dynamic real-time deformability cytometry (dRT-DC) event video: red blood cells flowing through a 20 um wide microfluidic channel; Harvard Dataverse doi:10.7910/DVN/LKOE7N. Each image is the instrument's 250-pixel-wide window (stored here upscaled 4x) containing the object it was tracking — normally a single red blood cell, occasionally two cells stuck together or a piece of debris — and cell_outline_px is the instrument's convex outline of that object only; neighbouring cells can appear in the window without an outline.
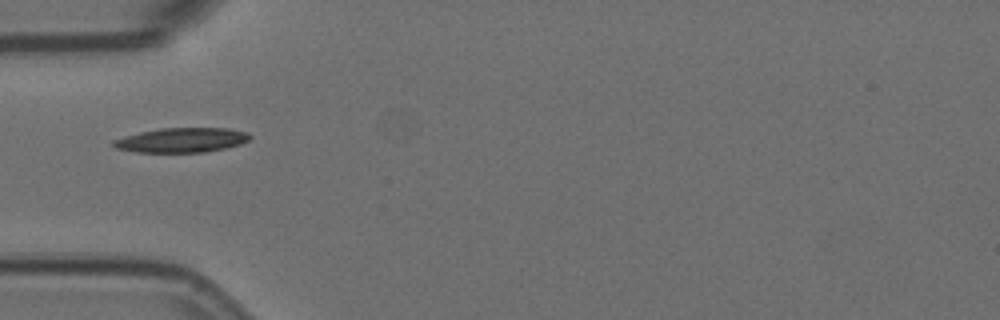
{"species": "Egyptian fruit bat (a non-hibernating species)", "species_latin": "Rousettus aegyptiacus", "temperature_condition": "room temperature", "stored_images_in_passage": 3, "camera_frame_rate_fps": 3000, "um_per_image_px": 0.085, "animal": {"sex": "female"}, "frame": {"image": 1, "passage_image": 1, "time_ms": 0.0, "image_size_px": [1000, 320], "cell_outline_px": [[252, 136], [248, 140], [240, 144], [228, 148], [204, 152], [136, 152], [116, 148], [112, 144], [112, 140], [124, 136], [140, 132], [160, 128], [228, 128], [248, 132]], "centroid_in_image_um": [15.46, 11.9], "position_along_channel_um": 69.5, "area_um2": 19.65}}
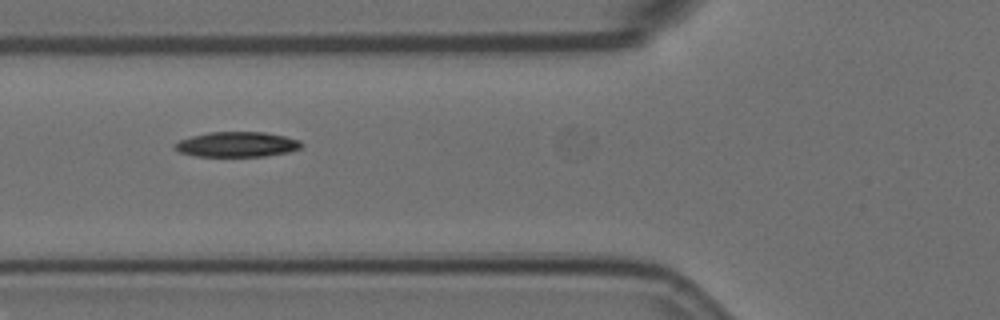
{"frame": {"image": 2, "passage_image": 2, "time_ms": 0.333, "image_size_px": [1000, 320], "cell_outline_px": [[304, 144], [300, 148], [288, 152], [264, 156], [196, 156], [180, 152], [172, 148], [172, 144], [180, 140], [192, 136], [208, 132], [264, 132], [284, 136], [300, 140]], "centroid_in_image_um": [20.12, 12.27], "position_along_channel_um": 105.7, "area_um2": 18.55}}
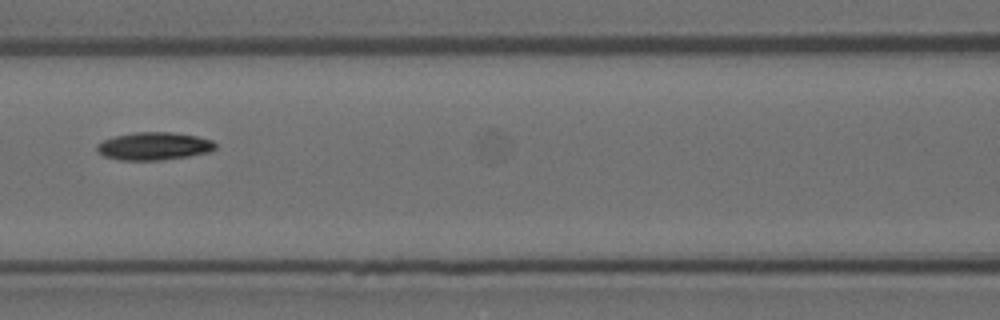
{"frame": {"image": 3, "passage_image": 3, "time_ms": 0.667, "image_size_px": [1000, 320], "cell_outline_px": [[216, 148], [208, 152], [188, 156], [160, 160], [120, 160], [104, 156], [96, 152], [96, 144], [104, 140], [116, 136], [136, 132], [172, 132], [196, 136], [212, 140], [216, 144]], "centroid_in_image_um": [13.06, 12.42], "position_along_channel_um": 153.5, "area_um2": 19.13}}